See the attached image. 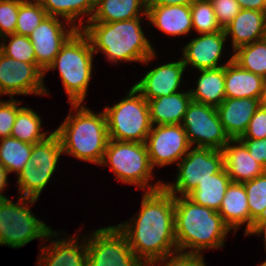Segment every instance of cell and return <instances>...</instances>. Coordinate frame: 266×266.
I'll list each match as a JSON object with an SVG mask.
<instances>
[{"instance_id":"cell-7","label":"cell","mask_w":266,"mask_h":266,"mask_svg":"<svg viewBox=\"0 0 266 266\" xmlns=\"http://www.w3.org/2000/svg\"><path fill=\"white\" fill-rule=\"evenodd\" d=\"M19 203L6 197L0 202V234L3 245L20 248L36 238H51L58 232L52 231L46 223L34 216L25 202L34 204L37 199L19 196ZM25 201V202H23ZM23 204V205H22ZM54 234V235H53Z\"/></svg>"},{"instance_id":"cell-11","label":"cell","mask_w":266,"mask_h":266,"mask_svg":"<svg viewBox=\"0 0 266 266\" xmlns=\"http://www.w3.org/2000/svg\"><path fill=\"white\" fill-rule=\"evenodd\" d=\"M181 126L188 141L196 147L222 150L231 140L220 122L216 107L191 101Z\"/></svg>"},{"instance_id":"cell-23","label":"cell","mask_w":266,"mask_h":266,"mask_svg":"<svg viewBox=\"0 0 266 266\" xmlns=\"http://www.w3.org/2000/svg\"><path fill=\"white\" fill-rule=\"evenodd\" d=\"M42 248L38 266H88L87 243L84 240L83 245H78L75 236L68 240H53L51 246Z\"/></svg>"},{"instance_id":"cell-34","label":"cell","mask_w":266,"mask_h":266,"mask_svg":"<svg viewBox=\"0 0 266 266\" xmlns=\"http://www.w3.org/2000/svg\"><path fill=\"white\" fill-rule=\"evenodd\" d=\"M250 212V232L255 223L266 215V172L244 183Z\"/></svg>"},{"instance_id":"cell-49","label":"cell","mask_w":266,"mask_h":266,"mask_svg":"<svg viewBox=\"0 0 266 266\" xmlns=\"http://www.w3.org/2000/svg\"><path fill=\"white\" fill-rule=\"evenodd\" d=\"M3 55V51H2V45L0 44V58Z\"/></svg>"},{"instance_id":"cell-32","label":"cell","mask_w":266,"mask_h":266,"mask_svg":"<svg viewBox=\"0 0 266 266\" xmlns=\"http://www.w3.org/2000/svg\"><path fill=\"white\" fill-rule=\"evenodd\" d=\"M62 153L59 137L53 131L45 140L33 144L30 162L38 169L55 170Z\"/></svg>"},{"instance_id":"cell-17","label":"cell","mask_w":266,"mask_h":266,"mask_svg":"<svg viewBox=\"0 0 266 266\" xmlns=\"http://www.w3.org/2000/svg\"><path fill=\"white\" fill-rule=\"evenodd\" d=\"M261 104L262 101L255 98H225L216 107L220 122L230 139H239L243 136Z\"/></svg>"},{"instance_id":"cell-42","label":"cell","mask_w":266,"mask_h":266,"mask_svg":"<svg viewBox=\"0 0 266 266\" xmlns=\"http://www.w3.org/2000/svg\"><path fill=\"white\" fill-rule=\"evenodd\" d=\"M266 138V106L261 104L251 118L246 132L239 139Z\"/></svg>"},{"instance_id":"cell-51","label":"cell","mask_w":266,"mask_h":266,"mask_svg":"<svg viewBox=\"0 0 266 266\" xmlns=\"http://www.w3.org/2000/svg\"><path fill=\"white\" fill-rule=\"evenodd\" d=\"M0 245H3L1 234H0Z\"/></svg>"},{"instance_id":"cell-19","label":"cell","mask_w":266,"mask_h":266,"mask_svg":"<svg viewBox=\"0 0 266 266\" xmlns=\"http://www.w3.org/2000/svg\"><path fill=\"white\" fill-rule=\"evenodd\" d=\"M230 143L237 145L231 146ZM222 153L224 169L232 182L245 183L265 172L239 139H231L222 149Z\"/></svg>"},{"instance_id":"cell-16","label":"cell","mask_w":266,"mask_h":266,"mask_svg":"<svg viewBox=\"0 0 266 266\" xmlns=\"http://www.w3.org/2000/svg\"><path fill=\"white\" fill-rule=\"evenodd\" d=\"M225 31L201 34L183 47L182 61L185 66L192 65L198 71L223 67L218 65L226 40Z\"/></svg>"},{"instance_id":"cell-2","label":"cell","mask_w":266,"mask_h":266,"mask_svg":"<svg viewBox=\"0 0 266 266\" xmlns=\"http://www.w3.org/2000/svg\"><path fill=\"white\" fill-rule=\"evenodd\" d=\"M175 238L177 249L201 254L207 248H220L230 229L214 209L197 205L186 196H174Z\"/></svg>"},{"instance_id":"cell-26","label":"cell","mask_w":266,"mask_h":266,"mask_svg":"<svg viewBox=\"0 0 266 266\" xmlns=\"http://www.w3.org/2000/svg\"><path fill=\"white\" fill-rule=\"evenodd\" d=\"M200 72L197 88L189 90L192 101L214 107L219 106L226 98L224 88L225 66L200 70Z\"/></svg>"},{"instance_id":"cell-6","label":"cell","mask_w":266,"mask_h":266,"mask_svg":"<svg viewBox=\"0 0 266 266\" xmlns=\"http://www.w3.org/2000/svg\"><path fill=\"white\" fill-rule=\"evenodd\" d=\"M132 87L127 97L113 107L106 106L109 139L145 143L152 128L148 101Z\"/></svg>"},{"instance_id":"cell-22","label":"cell","mask_w":266,"mask_h":266,"mask_svg":"<svg viewBox=\"0 0 266 266\" xmlns=\"http://www.w3.org/2000/svg\"><path fill=\"white\" fill-rule=\"evenodd\" d=\"M218 213L230 230L235 229L236 231L240 225L247 222L245 236L249 235L250 212L244 183L231 181L226 189V193Z\"/></svg>"},{"instance_id":"cell-8","label":"cell","mask_w":266,"mask_h":266,"mask_svg":"<svg viewBox=\"0 0 266 266\" xmlns=\"http://www.w3.org/2000/svg\"><path fill=\"white\" fill-rule=\"evenodd\" d=\"M123 183L136 184L143 190L151 178V165L145 143L109 139L101 165H108Z\"/></svg>"},{"instance_id":"cell-31","label":"cell","mask_w":266,"mask_h":266,"mask_svg":"<svg viewBox=\"0 0 266 266\" xmlns=\"http://www.w3.org/2000/svg\"><path fill=\"white\" fill-rule=\"evenodd\" d=\"M41 118L35 111L27 107H22L18 113L13 125L11 137L24 141L26 143L35 144L45 140L50 136L47 132L41 131Z\"/></svg>"},{"instance_id":"cell-43","label":"cell","mask_w":266,"mask_h":266,"mask_svg":"<svg viewBox=\"0 0 266 266\" xmlns=\"http://www.w3.org/2000/svg\"><path fill=\"white\" fill-rule=\"evenodd\" d=\"M239 140L246 146L251 157L256 160L266 172V138Z\"/></svg>"},{"instance_id":"cell-40","label":"cell","mask_w":266,"mask_h":266,"mask_svg":"<svg viewBox=\"0 0 266 266\" xmlns=\"http://www.w3.org/2000/svg\"><path fill=\"white\" fill-rule=\"evenodd\" d=\"M170 256L172 257L170 258ZM157 261H160V263H163V266H206L204 263L203 256L201 254H192V253H186V252L179 253V251L171 255H166L164 257L152 260L149 263H147L145 266H154V265L156 266ZM164 262H166L165 265H164Z\"/></svg>"},{"instance_id":"cell-21","label":"cell","mask_w":266,"mask_h":266,"mask_svg":"<svg viewBox=\"0 0 266 266\" xmlns=\"http://www.w3.org/2000/svg\"><path fill=\"white\" fill-rule=\"evenodd\" d=\"M161 31L171 36L184 35L193 29L190 6L147 5V15Z\"/></svg>"},{"instance_id":"cell-39","label":"cell","mask_w":266,"mask_h":266,"mask_svg":"<svg viewBox=\"0 0 266 266\" xmlns=\"http://www.w3.org/2000/svg\"><path fill=\"white\" fill-rule=\"evenodd\" d=\"M19 103L20 102L15 101L14 98H11V100L5 102L0 100L1 139L11 136L13 125L17 117V113L22 108L17 106Z\"/></svg>"},{"instance_id":"cell-5","label":"cell","mask_w":266,"mask_h":266,"mask_svg":"<svg viewBox=\"0 0 266 266\" xmlns=\"http://www.w3.org/2000/svg\"><path fill=\"white\" fill-rule=\"evenodd\" d=\"M93 49L87 35L77 29L62 45L54 61L44 71L58 67L69 103H82L91 79Z\"/></svg>"},{"instance_id":"cell-1","label":"cell","mask_w":266,"mask_h":266,"mask_svg":"<svg viewBox=\"0 0 266 266\" xmlns=\"http://www.w3.org/2000/svg\"><path fill=\"white\" fill-rule=\"evenodd\" d=\"M148 188L143 195L140 214L136 220L134 218V224L131 221L117 225L126 235L133 253L145 265L178 251L174 226V196L160 181L155 186L148 184Z\"/></svg>"},{"instance_id":"cell-25","label":"cell","mask_w":266,"mask_h":266,"mask_svg":"<svg viewBox=\"0 0 266 266\" xmlns=\"http://www.w3.org/2000/svg\"><path fill=\"white\" fill-rule=\"evenodd\" d=\"M139 13L147 15V0H96L95 12L88 22L130 20L140 17Z\"/></svg>"},{"instance_id":"cell-18","label":"cell","mask_w":266,"mask_h":266,"mask_svg":"<svg viewBox=\"0 0 266 266\" xmlns=\"http://www.w3.org/2000/svg\"><path fill=\"white\" fill-rule=\"evenodd\" d=\"M265 81L262 76L241 68L232 57L225 64L226 98H255L262 101Z\"/></svg>"},{"instance_id":"cell-35","label":"cell","mask_w":266,"mask_h":266,"mask_svg":"<svg viewBox=\"0 0 266 266\" xmlns=\"http://www.w3.org/2000/svg\"><path fill=\"white\" fill-rule=\"evenodd\" d=\"M46 16L38 0H23L19 5L15 33L29 37Z\"/></svg>"},{"instance_id":"cell-15","label":"cell","mask_w":266,"mask_h":266,"mask_svg":"<svg viewBox=\"0 0 266 266\" xmlns=\"http://www.w3.org/2000/svg\"><path fill=\"white\" fill-rule=\"evenodd\" d=\"M185 68L182 60L161 65L149 71L133 87L147 101L161 96H169L179 92L178 88Z\"/></svg>"},{"instance_id":"cell-12","label":"cell","mask_w":266,"mask_h":266,"mask_svg":"<svg viewBox=\"0 0 266 266\" xmlns=\"http://www.w3.org/2000/svg\"><path fill=\"white\" fill-rule=\"evenodd\" d=\"M44 70L37 63H26L6 55L0 58V95L47 94L43 85Z\"/></svg>"},{"instance_id":"cell-10","label":"cell","mask_w":266,"mask_h":266,"mask_svg":"<svg viewBox=\"0 0 266 266\" xmlns=\"http://www.w3.org/2000/svg\"><path fill=\"white\" fill-rule=\"evenodd\" d=\"M178 176L174 184L163 183V187L175 196L178 192L181 196H187L195 190L199 182L211 178L223 167L222 150L213 148L195 147L189 151L180 162L177 163Z\"/></svg>"},{"instance_id":"cell-52","label":"cell","mask_w":266,"mask_h":266,"mask_svg":"<svg viewBox=\"0 0 266 266\" xmlns=\"http://www.w3.org/2000/svg\"><path fill=\"white\" fill-rule=\"evenodd\" d=\"M260 266H266V261L263 262Z\"/></svg>"},{"instance_id":"cell-41","label":"cell","mask_w":266,"mask_h":266,"mask_svg":"<svg viewBox=\"0 0 266 266\" xmlns=\"http://www.w3.org/2000/svg\"><path fill=\"white\" fill-rule=\"evenodd\" d=\"M215 11L216 19L224 29L240 12L241 8L236 0H210Z\"/></svg>"},{"instance_id":"cell-30","label":"cell","mask_w":266,"mask_h":266,"mask_svg":"<svg viewBox=\"0 0 266 266\" xmlns=\"http://www.w3.org/2000/svg\"><path fill=\"white\" fill-rule=\"evenodd\" d=\"M232 60L241 68L266 79V39L255 41L234 50Z\"/></svg>"},{"instance_id":"cell-45","label":"cell","mask_w":266,"mask_h":266,"mask_svg":"<svg viewBox=\"0 0 266 266\" xmlns=\"http://www.w3.org/2000/svg\"><path fill=\"white\" fill-rule=\"evenodd\" d=\"M197 0H147V5H184L191 6Z\"/></svg>"},{"instance_id":"cell-36","label":"cell","mask_w":266,"mask_h":266,"mask_svg":"<svg viewBox=\"0 0 266 266\" xmlns=\"http://www.w3.org/2000/svg\"><path fill=\"white\" fill-rule=\"evenodd\" d=\"M192 26L199 34L223 31L210 0H197L191 6Z\"/></svg>"},{"instance_id":"cell-46","label":"cell","mask_w":266,"mask_h":266,"mask_svg":"<svg viewBox=\"0 0 266 266\" xmlns=\"http://www.w3.org/2000/svg\"><path fill=\"white\" fill-rule=\"evenodd\" d=\"M264 233L265 240V248H266V215L262 217L259 221H257L252 229L250 234H260Z\"/></svg>"},{"instance_id":"cell-38","label":"cell","mask_w":266,"mask_h":266,"mask_svg":"<svg viewBox=\"0 0 266 266\" xmlns=\"http://www.w3.org/2000/svg\"><path fill=\"white\" fill-rule=\"evenodd\" d=\"M23 0H0V38L14 34L19 5Z\"/></svg>"},{"instance_id":"cell-37","label":"cell","mask_w":266,"mask_h":266,"mask_svg":"<svg viewBox=\"0 0 266 266\" xmlns=\"http://www.w3.org/2000/svg\"><path fill=\"white\" fill-rule=\"evenodd\" d=\"M8 36L11 37V40L6 46L4 42ZM3 39L5 41L3 40L1 45L4 55L21 62L36 63L34 47L29 37L14 33L4 36Z\"/></svg>"},{"instance_id":"cell-9","label":"cell","mask_w":266,"mask_h":266,"mask_svg":"<svg viewBox=\"0 0 266 266\" xmlns=\"http://www.w3.org/2000/svg\"><path fill=\"white\" fill-rule=\"evenodd\" d=\"M89 238L88 266H145L133 253L126 235L117 226L100 228Z\"/></svg>"},{"instance_id":"cell-13","label":"cell","mask_w":266,"mask_h":266,"mask_svg":"<svg viewBox=\"0 0 266 266\" xmlns=\"http://www.w3.org/2000/svg\"><path fill=\"white\" fill-rule=\"evenodd\" d=\"M145 144L153 168L182 159L191 148L181 124L152 125Z\"/></svg>"},{"instance_id":"cell-20","label":"cell","mask_w":266,"mask_h":266,"mask_svg":"<svg viewBox=\"0 0 266 266\" xmlns=\"http://www.w3.org/2000/svg\"><path fill=\"white\" fill-rule=\"evenodd\" d=\"M226 36L231 34L232 46L237 48L265 38L266 12L241 9L224 28Z\"/></svg>"},{"instance_id":"cell-27","label":"cell","mask_w":266,"mask_h":266,"mask_svg":"<svg viewBox=\"0 0 266 266\" xmlns=\"http://www.w3.org/2000/svg\"><path fill=\"white\" fill-rule=\"evenodd\" d=\"M230 183L231 179L223 167L217 174L211 175V178L199 182L195 190L186 197L197 205L218 211Z\"/></svg>"},{"instance_id":"cell-48","label":"cell","mask_w":266,"mask_h":266,"mask_svg":"<svg viewBox=\"0 0 266 266\" xmlns=\"http://www.w3.org/2000/svg\"><path fill=\"white\" fill-rule=\"evenodd\" d=\"M262 104H264L266 106V81H265L264 97L262 100Z\"/></svg>"},{"instance_id":"cell-24","label":"cell","mask_w":266,"mask_h":266,"mask_svg":"<svg viewBox=\"0 0 266 266\" xmlns=\"http://www.w3.org/2000/svg\"><path fill=\"white\" fill-rule=\"evenodd\" d=\"M192 98L190 91L148 101L152 125L181 124Z\"/></svg>"},{"instance_id":"cell-47","label":"cell","mask_w":266,"mask_h":266,"mask_svg":"<svg viewBox=\"0 0 266 266\" xmlns=\"http://www.w3.org/2000/svg\"><path fill=\"white\" fill-rule=\"evenodd\" d=\"M7 176H8L7 169L0 163V193L2 192V190H4V188L8 183Z\"/></svg>"},{"instance_id":"cell-33","label":"cell","mask_w":266,"mask_h":266,"mask_svg":"<svg viewBox=\"0 0 266 266\" xmlns=\"http://www.w3.org/2000/svg\"><path fill=\"white\" fill-rule=\"evenodd\" d=\"M55 170L38 169L36 165L29 162L23 170L18 173V184L20 196L38 199L41 191L49 182Z\"/></svg>"},{"instance_id":"cell-4","label":"cell","mask_w":266,"mask_h":266,"mask_svg":"<svg viewBox=\"0 0 266 266\" xmlns=\"http://www.w3.org/2000/svg\"><path fill=\"white\" fill-rule=\"evenodd\" d=\"M71 105L75 110L79 108L76 115L70 113L54 131L63 153L101 165L109 140L105 112L97 115L80 103Z\"/></svg>"},{"instance_id":"cell-14","label":"cell","mask_w":266,"mask_h":266,"mask_svg":"<svg viewBox=\"0 0 266 266\" xmlns=\"http://www.w3.org/2000/svg\"><path fill=\"white\" fill-rule=\"evenodd\" d=\"M58 18L47 15L29 36L34 47L36 63L44 71L54 61L62 45L78 29V26L72 23V27L65 30L66 27Z\"/></svg>"},{"instance_id":"cell-44","label":"cell","mask_w":266,"mask_h":266,"mask_svg":"<svg viewBox=\"0 0 266 266\" xmlns=\"http://www.w3.org/2000/svg\"><path fill=\"white\" fill-rule=\"evenodd\" d=\"M241 9H250L265 12L264 0H236Z\"/></svg>"},{"instance_id":"cell-28","label":"cell","mask_w":266,"mask_h":266,"mask_svg":"<svg viewBox=\"0 0 266 266\" xmlns=\"http://www.w3.org/2000/svg\"><path fill=\"white\" fill-rule=\"evenodd\" d=\"M0 144V163L11 172L20 173L30 162L33 144L20 141L14 137L1 139Z\"/></svg>"},{"instance_id":"cell-3","label":"cell","mask_w":266,"mask_h":266,"mask_svg":"<svg viewBox=\"0 0 266 266\" xmlns=\"http://www.w3.org/2000/svg\"><path fill=\"white\" fill-rule=\"evenodd\" d=\"M139 18L112 23L89 22L86 26L80 22L78 29L89 38L93 52L105 53L110 61L146 63L155 57L156 53L144 36Z\"/></svg>"},{"instance_id":"cell-50","label":"cell","mask_w":266,"mask_h":266,"mask_svg":"<svg viewBox=\"0 0 266 266\" xmlns=\"http://www.w3.org/2000/svg\"><path fill=\"white\" fill-rule=\"evenodd\" d=\"M5 196H3L1 193H0V202L2 201V199L4 198Z\"/></svg>"},{"instance_id":"cell-29","label":"cell","mask_w":266,"mask_h":266,"mask_svg":"<svg viewBox=\"0 0 266 266\" xmlns=\"http://www.w3.org/2000/svg\"><path fill=\"white\" fill-rule=\"evenodd\" d=\"M45 9L47 15L55 17H63L70 24L80 15L87 14L91 20L95 7L96 0H38Z\"/></svg>"}]
</instances>
